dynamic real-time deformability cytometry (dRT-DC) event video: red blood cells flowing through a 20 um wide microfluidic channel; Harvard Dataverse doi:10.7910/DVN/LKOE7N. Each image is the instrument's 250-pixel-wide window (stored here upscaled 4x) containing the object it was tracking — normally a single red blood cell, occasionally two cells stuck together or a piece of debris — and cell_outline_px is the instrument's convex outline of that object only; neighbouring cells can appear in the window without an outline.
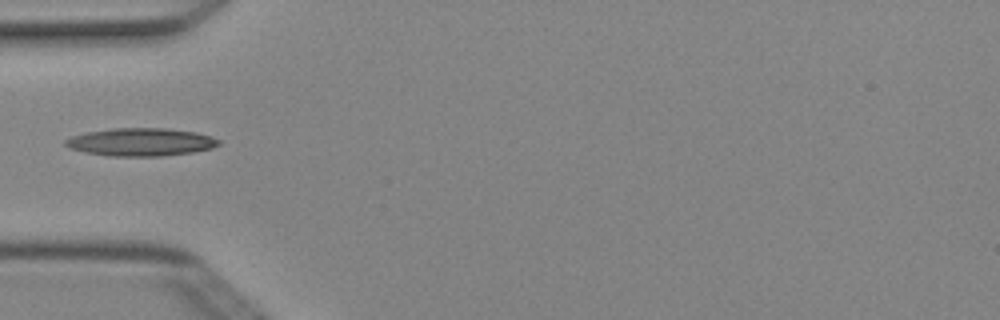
{"species": "Egyptian fruit bat (a non-hibernating species)", "species_latin": "Rousettus aegyptiacus", "temperature_condition": "cold", "stored_images_in_passage": 3, "camera_frame_rate_fps": 3000, "um_per_image_px": 0.085, "animal": {"sex": "female"}, "frame": {"image": 1, "passage_image": 2, "time_ms": 0.333, "image_size_px": [1000, 320], "cell_outline_px": [[220, 144], [212, 148], [192, 152], [160, 156], [108, 156], [84, 152], [68, 148], [64, 144], [64, 140], [72, 136], [88, 132], [112, 128], [168, 128], [196, 132], [212, 136], [220, 140]], "centroid_in_image_um": [11.97, 12.07], "position_along_channel_um": 73.0, "area_um2": 25.03}}
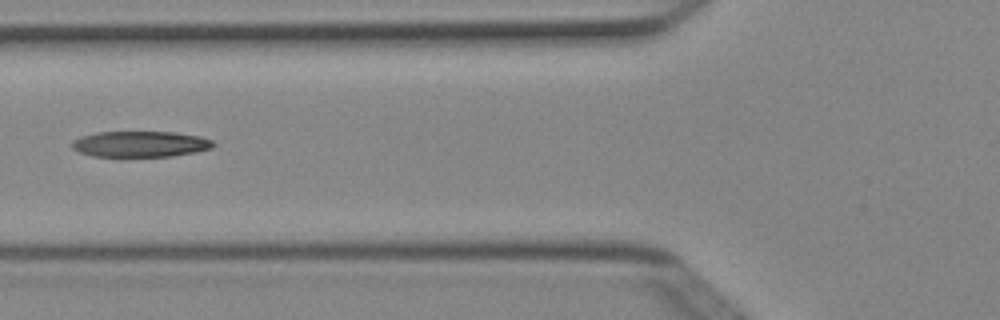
{"frame": {"image": 2, "passage_image": 3, "time_ms": 0.667, "image_size_px": [1000, 320], "cell_outline_px": [[216, 144], [212, 148], [196, 152], [172, 156], [120, 160], [92, 156], [80, 152], [72, 148], [72, 140], [80, 136], [96, 132], [176, 132], [200, 136], [212, 140]], "centroid_in_image_um": [11.88, 12.29], "position_along_channel_um": 113.9, "area_um2": 22.54}}